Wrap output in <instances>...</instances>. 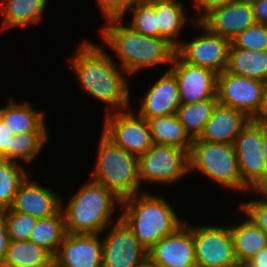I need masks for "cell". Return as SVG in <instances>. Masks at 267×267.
Here are the masks:
<instances>
[{
    "mask_svg": "<svg viewBox=\"0 0 267 267\" xmlns=\"http://www.w3.org/2000/svg\"><path fill=\"white\" fill-rule=\"evenodd\" d=\"M75 51L68 59L70 68L75 72L82 91L106 105L104 115L132 108L130 83L127 81L130 76L118 66L106 46L86 39Z\"/></svg>",
    "mask_w": 267,
    "mask_h": 267,
    "instance_id": "obj_1",
    "label": "cell"
},
{
    "mask_svg": "<svg viewBox=\"0 0 267 267\" xmlns=\"http://www.w3.org/2000/svg\"><path fill=\"white\" fill-rule=\"evenodd\" d=\"M105 22V25L99 29L101 41L107 48L112 49L115 56L117 55L116 63L129 76H136L146 68L172 64L176 48L164 38L140 34L128 26L123 19Z\"/></svg>",
    "mask_w": 267,
    "mask_h": 267,
    "instance_id": "obj_2",
    "label": "cell"
},
{
    "mask_svg": "<svg viewBox=\"0 0 267 267\" xmlns=\"http://www.w3.org/2000/svg\"><path fill=\"white\" fill-rule=\"evenodd\" d=\"M79 187L67 205L61 199L66 233L102 234L110 224L120 219V214L117 218L113 214L115 208L120 210L121 199L91 179Z\"/></svg>",
    "mask_w": 267,
    "mask_h": 267,
    "instance_id": "obj_3",
    "label": "cell"
},
{
    "mask_svg": "<svg viewBox=\"0 0 267 267\" xmlns=\"http://www.w3.org/2000/svg\"><path fill=\"white\" fill-rule=\"evenodd\" d=\"M164 194L156 195L146 189L121 200L120 218L147 250L185 222Z\"/></svg>",
    "mask_w": 267,
    "mask_h": 267,
    "instance_id": "obj_4",
    "label": "cell"
},
{
    "mask_svg": "<svg viewBox=\"0 0 267 267\" xmlns=\"http://www.w3.org/2000/svg\"><path fill=\"white\" fill-rule=\"evenodd\" d=\"M98 145L90 179L105 186L121 200L144 192L137 157L115 145L102 132Z\"/></svg>",
    "mask_w": 267,
    "mask_h": 267,
    "instance_id": "obj_5",
    "label": "cell"
},
{
    "mask_svg": "<svg viewBox=\"0 0 267 267\" xmlns=\"http://www.w3.org/2000/svg\"><path fill=\"white\" fill-rule=\"evenodd\" d=\"M189 174L200 172L222 189L249 192L242 182L233 144L206 142L194 139L188 154Z\"/></svg>",
    "mask_w": 267,
    "mask_h": 267,
    "instance_id": "obj_6",
    "label": "cell"
},
{
    "mask_svg": "<svg viewBox=\"0 0 267 267\" xmlns=\"http://www.w3.org/2000/svg\"><path fill=\"white\" fill-rule=\"evenodd\" d=\"M137 160L141 186L145 182L174 185L189 174L188 153L177 147L153 143Z\"/></svg>",
    "mask_w": 267,
    "mask_h": 267,
    "instance_id": "obj_7",
    "label": "cell"
},
{
    "mask_svg": "<svg viewBox=\"0 0 267 267\" xmlns=\"http://www.w3.org/2000/svg\"><path fill=\"white\" fill-rule=\"evenodd\" d=\"M101 130L115 145L136 157L153 145L148 121L131 108L106 114Z\"/></svg>",
    "mask_w": 267,
    "mask_h": 267,
    "instance_id": "obj_8",
    "label": "cell"
},
{
    "mask_svg": "<svg viewBox=\"0 0 267 267\" xmlns=\"http://www.w3.org/2000/svg\"><path fill=\"white\" fill-rule=\"evenodd\" d=\"M197 267H235L238 264L229 225H191Z\"/></svg>",
    "mask_w": 267,
    "mask_h": 267,
    "instance_id": "obj_9",
    "label": "cell"
},
{
    "mask_svg": "<svg viewBox=\"0 0 267 267\" xmlns=\"http://www.w3.org/2000/svg\"><path fill=\"white\" fill-rule=\"evenodd\" d=\"M109 228L101 234L102 267H142L148 259V250L127 224L120 218Z\"/></svg>",
    "mask_w": 267,
    "mask_h": 267,
    "instance_id": "obj_10",
    "label": "cell"
},
{
    "mask_svg": "<svg viewBox=\"0 0 267 267\" xmlns=\"http://www.w3.org/2000/svg\"><path fill=\"white\" fill-rule=\"evenodd\" d=\"M193 27L199 29L200 34L198 33L194 39L192 38L188 42H182L176 49V53L186 63L208 68L216 74L226 70L231 41L211 33L199 21Z\"/></svg>",
    "mask_w": 267,
    "mask_h": 267,
    "instance_id": "obj_11",
    "label": "cell"
},
{
    "mask_svg": "<svg viewBox=\"0 0 267 267\" xmlns=\"http://www.w3.org/2000/svg\"><path fill=\"white\" fill-rule=\"evenodd\" d=\"M219 103L243 112L249 119H262L261 81L224 70L217 74Z\"/></svg>",
    "mask_w": 267,
    "mask_h": 267,
    "instance_id": "obj_12",
    "label": "cell"
},
{
    "mask_svg": "<svg viewBox=\"0 0 267 267\" xmlns=\"http://www.w3.org/2000/svg\"><path fill=\"white\" fill-rule=\"evenodd\" d=\"M263 119H250L237 135L234 148L242 182L251 189L266 173L262 153Z\"/></svg>",
    "mask_w": 267,
    "mask_h": 267,
    "instance_id": "obj_13",
    "label": "cell"
},
{
    "mask_svg": "<svg viewBox=\"0 0 267 267\" xmlns=\"http://www.w3.org/2000/svg\"><path fill=\"white\" fill-rule=\"evenodd\" d=\"M168 68L176 78L181 105L217 99V74L214 71L186 63L177 53Z\"/></svg>",
    "mask_w": 267,
    "mask_h": 267,
    "instance_id": "obj_14",
    "label": "cell"
},
{
    "mask_svg": "<svg viewBox=\"0 0 267 267\" xmlns=\"http://www.w3.org/2000/svg\"><path fill=\"white\" fill-rule=\"evenodd\" d=\"M198 21L211 33L230 41L238 33L256 24L250 0H232L213 6Z\"/></svg>",
    "mask_w": 267,
    "mask_h": 267,
    "instance_id": "obj_15",
    "label": "cell"
},
{
    "mask_svg": "<svg viewBox=\"0 0 267 267\" xmlns=\"http://www.w3.org/2000/svg\"><path fill=\"white\" fill-rule=\"evenodd\" d=\"M186 222L147 251L150 261L163 267H197L191 224Z\"/></svg>",
    "mask_w": 267,
    "mask_h": 267,
    "instance_id": "obj_16",
    "label": "cell"
},
{
    "mask_svg": "<svg viewBox=\"0 0 267 267\" xmlns=\"http://www.w3.org/2000/svg\"><path fill=\"white\" fill-rule=\"evenodd\" d=\"M101 234H69L54 256L56 267H102Z\"/></svg>",
    "mask_w": 267,
    "mask_h": 267,
    "instance_id": "obj_17",
    "label": "cell"
},
{
    "mask_svg": "<svg viewBox=\"0 0 267 267\" xmlns=\"http://www.w3.org/2000/svg\"><path fill=\"white\" fill-rule=\"evenodd\" d=\"M32 174L28 175L19 186L11 209L38 219L57 214L61 210L62 195L55 193L54 189L36 183Z\"/></svg>",
    "mask_w": 267,
    "mask_h": 267,
    "instance_id": "obj_18",
    "label": "cell"
},
{
    "mask_svg": "<svg viewBox=\"0 0 267 267\" xmlns=\"http://www.w3.org/2000/svg\"><path fill=\"white\" fill-rule=\"evenodd\" d=\"M141 99L137 114L146 120L176 114L181 105L178 85L175 76L168 68Z\"/></svg>",
    "mask_w": 267,
    "mask_h": 267,
    "instance_id": "obj_19",
    "label": "cell"
},
{
    "mask_svg": "<svg viewBox=\"0 0 267 267\" xmlns=\"http://www.w3.org/2000/svg\"><path fill=\"white\" fill-rule=\"evenodd\" d=\"M249 120L243 112L218 102L198 139L234 144L237 135Z\"/></svg>",
    "mask_w": 267,
    "mask_h": 267,
    "instance_id": "obj_20",
    "label": "cell"
},
{
    "mask_svg": "<svg viewBox=\"0 0 267 267\" xmlns=\"http://www.w3.org/2000/svg\"><path fill=\"white\" fill-rule=\"evenodd\" d=\"M184 6L180 0H155L159 37L167 40L176 49L183 42L179 39L182 28L190 24L193 26L198 21L196 17H187Z\"/></svg>",
    "mask_w": 267,
    "mask_h": 267,
    "instance_id": "obj_21",
    "label": "cell"
},
{
    "mask_svg": "<svg viewBox=\"0 0 267 267\" xmlns=\"http://www.w3.org/2000/svg\"><path fill=\"white\" fill-rule=\"evenodd\" d=\"M8 97L7 104L0 108V118L14 135L23 132H48L46 114L34 109L29 101L15 102Z\"/></svg>",
    "mask_w": 267,
    "mask_h": 267,
    "instance_id": "obj_22",
    "label": "cell"
},
{
    "mask_svg": "<svg viewBox=\"0 0 267 267\" xmlns=\"http://www.w3.org/2000/svg\"><path fill=\"white\" fill-rule=\"evenodd\" d=\"M47 3V0H0V15L3 18L0 31L40 24Z\"/></svg>",
    "mask_w": 267,
    "mask_h": 267,
    "instance_id": "obj_23",
    "label": "cell"
},
{
    "mask_svg": "<svg viewBox=\"0 0 267 267\" xmlns=\"http://www.w3.org/2000/svg\"><path fill=\"white\" fill-rule=\"evenodd\" d=\"M242 221L231 224L229 230L232 235L234 252L238 263H247L262 248L267 247V235L257 227L248 217L242 214ZM244 219V220H243Z\"/></svg>",
    "mask_w": 267,
    "mask_h": 267,
    "instance_id": "obj_24",
    "label": "cell"
},
{
    "mask_svg": "<svg viewBox=\"0 0 267 267\" xmlns=\"http://www.w3.org/2000/svg\"><path fill=\"white\" fill-rule=\"evenodd\" d=\"M147 121L153 143L177 147L189 154L193 140L186 133L176 114L158 116Z\"/></svg>",
    "mask_w": 267,
    "mask_h": 267,
    "instance_id": "obj_25",
    "label": "cell"
},
{
    "mask_svg": "<svg viewBox=\"0 0 267 267\" xmlns=\"http://www.w3.org/2000/svg\"><path fill=\"white\" fill-rule=\"evenodd\" d=\"M226 71L262 81L267 77V50H247L230 45Z\"/></svg>",
    "mask_w": 267,
    "mask_h": 267,
    "instance_id": "obj_26",
    "label": "cell"
},
{
    "mask_svg": "<svg viewBox=\"0 0 267 267\" xmlns=\"http://www.w3.org/2000/svg\"><path fill=\"white\" fill-rule=\"evenodd\" d=\"M53 260L49 251L30 240L9 239L6 257L0 267H39Z\"/></svg>",
    "mask_w": 267,
    "mask_h": 267,
    "instance_id": "obj_27",
    "label": "cell"
},
{
    "mask_svg": "<svg viewBox=\"0 0 267 267\" xmlns=\"http://www.w3.org/2000/svg\"><path fill=\"white\" fill-rule=\"evenodd\" d=\"M65 235L64 214L60 210L51 217L37 219L29 240L55 256Z\"/></svg>",
    "mask_w": 267,
    "mask_h": 267,
    "instance_id": "obj_28",
    "label": "cell"
},
{
    "mask_svg": "<svg viewBox=\"0 0 267 267\" xmlns=\"http://www.w3.org/2000/svg\"><path fill=\"white\" fill-rule=\"evenodd\" d=\"M49 137V132H23L14 135L10 150L2 158L27 165L40 155Z\"/></svg>",
    "mask_w": 267,
    "mask_h": 267,
    "instance_id": "obj_29",
    "label": "cell"
},
{
    "mask_svg": "<svg viewBox=\"0 0 267 267\" xmlns=\"http://www.w3.org/2000/svg\"><path fill=\"white\" fill-rule=\"evenodd\" d=\"M217 103V99H207L178 107L176 110L178 120L192 140L199 138Z\"/></svg>",
    "mask_w": 267,
    "mask_h": 267,
    "instance_id": "obj_30",
    "label": "cell"
},
{
    "mask_svg": "<svg viewBox=\"0 0 267 267\" xmlns=\"http://www.w3.org/2000/svg\"><path fill=\"white\" fill-rule=\"evenodd\" d=\"M24 166L0 158V210L11 208L19 186L29 175Z\"/></svg>",
    "mask_w": 267,
    "mask_h": 267,
    "instance_id": "obj_31",
    "label": "cell"
},
{
    "mask_svg": "<svg viewBox=\"0 0 267 267\" xmlns=\"http://www.w3.org/2000/svg\"><path fill=\"white\" fill-rule=\"evenodd\" d=\"M131 22H126L134 31L145 36L159 37L155 0H147L129 11Z\"/></svg>",
    "mask_w": 267,
    "mask_h": 267,
    "instance_id": "obj_32",
    "label": "cell"
},
{
    "mask_svg": "<svg viewBox=\"0 0 267 267\" xmlns=\"http://www.w3.org/2000/svg\"><path fill=\"white\" fill-rule=\"evenodd\" d=\"M4 212L9 239L15 241L29 240L38 218L26 213L13 211L11 208L4 210Z\"/></svg>",
    "mask_w": 267,
    "mask_h": 267,
    "instance_id": "obj_33",
    "label": "cell"
},
{
    "mask_svg": "<svg viewBox=\"0 0 267 267\" xmlns=\"http://www.w3.org/2000/svg\"><path fill=\"white\" fill-rule=\"evenodd\" d=\"M231 45L247 50H267V25L256 23L245 29L231 40Z\"/></svg>",
    "mask_w": 267,
    "mask_h": 267,
    "instance_id": "obj_34",
    "label": "cell"
},
{
    "mask_svg": "<svg viewBox=\"0 0 267 267\" xmlns=\"http://www.w3.org/2000/svg\"><path fill=\"white\" fill-rule=\"evenodd\" d=\"M250 201L244 200L238 207L246 217H248L257 227L262 229L267 235V202L255 198V194Z\"/></svg>",
    "mask_w": 267,
    "mask_h": 267,
    "instance_id": "obj_35",
    "label": "cell"
},
{
    "mask_svg": "<svg viewBox=\"0 0 267 267\" xmlns=\"http://www.w3.org/2000/svg\"><path fill=\"white\" fill-rule=\"evenodd\" d=\"M100 15L107 20L120 19V0H96Z\"/></svg>",
    "mask_w": 267,
    "mask_h": 267,
    "instance_id": "obj_36",
    "label": "cell"
},
{
    "mask_svg": "<svg viewBox=\"0 0 267 267\" xmlns=\"http://www.w3.org/2000/svg\"><path fill=\"white\" fill-rule=\"evenodd\" d=\"M9 242L4 210H0V265L3 263Z\"/></svg>",
    "mask_w": 267,
    "mask_h": 267,
    "instance_id": "obj_37",
    "label": "cell"
},
{
    "mask_svg": "<svg viewBox=\"0 0 267 267\" xmlns=\"http://www.w3.org/2000/svg\"><path fill=\"white\" fill-rule=\"evenodd\" d=\"M12 133L4 121L0 118V158H2L11 148Z\"/></svg>",
    "mask_w": 267,
    "mask_h": 267,
    "instance_id": "obj_38",
    "label": "cell"
},
{
    "mask_svg": "<svg viewBox=\"0 0 267 267\" xmlns=\"http://www.w3.org/2000/svg\"><path fill=\"white\" fill-rule=\"evenodd\" d=\"M257 24L267 25V0H250Z\"/></svg>",
    "mask_w": 267,
    "mask_h": 267,
    "instance_id": "obj_39",
    "label": "cell"
},
{
    "mask_svg": "<svg viewBox=\"0 0 267 267\" xmlns=\"http://www.w3.org/2000/svg\"><path fill=\"white\" fill-rule=\"evenodd\" d=\"M194 1V11L197 12L198 15L196 16L197 19H199L205 12H207L211 7L228 3L232 0H191Z\"/></svg>",
    "mask_w": 267,
    "mask_h": 267,
    "instance_id": "obj_40",
    "label": "cell"
},
{
    "mask_svg": "<svg viewBox=\"0 0 267 267\" xmlns=\"http://www.w3.org/2000/svg\"><path fill=\"white\" fill-rule=\"evenodd\" d=\"M249 194H257L258 199L267 202V173L250 189ZM261 197V198H259Z\"/></svg>",
    "mask_w": 267,
    "mask_h": 267,
    "instance_id": "obj_41",
    "label": "cell"
},
{
    "mask_svg": "<svg viewBox=\"0 0 267 267\" xmlns=\"http://www.w3.org/2000/svg\"><path fill=\"white\" fill-rule=\"evenodd\" d=\"M247 263L252 267H267V247L262 248Z\"/></svg>",
    "mask_w": 267,
    "mask_h": 267,
    "instance_id": "obj_42",
    "label": "cell"
},
{
    "mask_svg": "<svg viewBox=\"0 0 267 267\" xmlns=\"http://www.w3.org/2000/svg\"><path fill=\"white\" fill-rule=\"evenodd\" d=\"M147 0H120V19H124V16L133 8L137 7ZM125 14V15H124Z\"/></svg>",
    "mask_w": 267,
    "mask_h": 267,
    "instance_id": "obj_43",
    "label": "cell"
},
{
    "mask_svg": "<svg viewBox=\"0 0 267 267\" xmlns=\"http://www.w3.org/2000/svg\"><path fill=\"white\" fill-rule=\"evenodd\" d=\"M262 87V119H267V77L261 81Z\"/></svg>",
    "mask_w": 267,
    "mask_h": 267,
    "instance_id": "obj_44",
    "label": "cell"
},
{
    "mask_svg": "<svg viewBox=\"0 0 267 267\" xmlns=\"http://www.w3.org/2000/svg\"><path fill=\"white\" fill-rule=\"evenodd\" d=\"M262 153L267 163V119H263Z\"/></svg>",
    "mask_w": 267,
    "mask_h": 267,
    "instance_id": "obj_45",
    "label": "cell"
},
{
    "mask_svg": "<svg viewBox=\"0 0 267 267\" xmlns=\"http://www.w3.org/2000/svg\"><path fill=\"white\" fill-rule=\"evenodd\" d=\"M142 267H163V266H160L156 263H153L152 261H150L149 259H147L145 261V263L142 265Z\"/></svg>",
    "mask_w": 267,
    "mask_h": 267,
    "instance_id": "obj_46",
    "label": "cell"
},
{
    "mask_svg": "<svg viewBox=\"0 0 267 267\" xmlns=\"http://www.w3.org/2000/svg\"><path fill=\"white\" fill-rule=\"evenodd\" d=\"M235 267H252V266L248 263H238Z\"/></svg>",
    "mask_w": 267,
    "mask_h": 267,
    "instance_id": "obj_47",
    "label": "cell"
},
{
    "mask_svg": "<svg viewBox=\"0 0 267 267\" xmlns=\"http://www.w3.org/2000/svg\"><path fill=\"white\" fill-rule=\"evenodd\" d=\"M39 267H56L55 260H53L50 264L39 266Z\"/></svg>",
    "mask_w": 267,
    "mask_h": 267,
    "instance_id": "obj_48",
    "label": "cell"
}]
</instances>
